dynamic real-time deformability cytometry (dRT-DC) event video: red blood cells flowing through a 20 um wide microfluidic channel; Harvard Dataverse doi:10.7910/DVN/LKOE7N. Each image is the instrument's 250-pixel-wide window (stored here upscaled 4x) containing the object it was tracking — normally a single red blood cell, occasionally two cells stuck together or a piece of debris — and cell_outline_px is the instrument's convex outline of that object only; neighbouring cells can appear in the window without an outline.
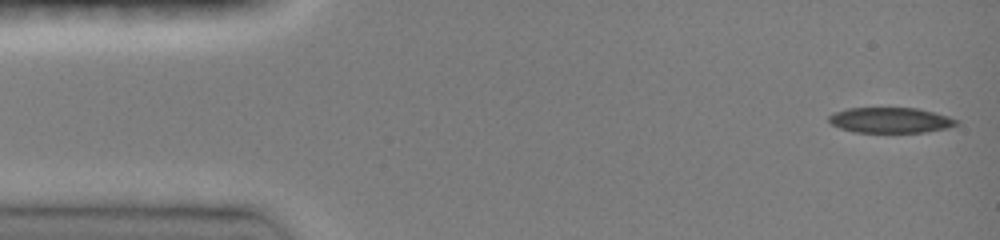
{"species": "common noctule bat (a hibernating species)", "species_latin": "Nyctalus noctula", "temperature_condition": "room temperature", "stored_images_in_passage": 43, "camera_frame_rate_fps": 3000, "um_per_image_px": 0.085, "animal": {"sex": "female", "body_mass_g": 19.0, "forearm_length_mm": 51.5}, "frame": {"image": 1, "passage_image": 1, "time_ms": 0.0, "image_size_px": [1000, 240], "cell_outline_px": [[960, 124], [948, 128], [924, 132], [852, 132], [840, 128], [832, 124], [828, 120], [828, 116], [836, 112], [848, 108], [920, 108], [948, 116], [960, 120]], "centroid_in_image_um": [75.73, 10.21], "position_along_channel_um": 9.3, "area_um2": 19.02}}
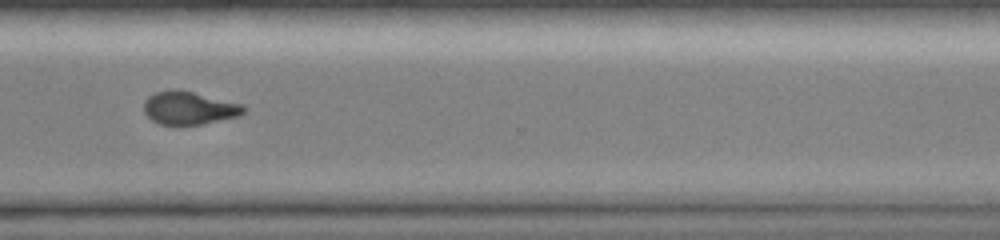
{"frame": {"image": 2, "passage_image": 34, "time_ms": 11.0, "image_size_px": [1000, 240], "cell_outline_px": [[244, 112], [240, 116], [200, 124], [160, 124], [152, 120], [144, 112], [144, 100], [148, 96], [156, 92], [168, 88], [180, 88], [244, 104]], "centroid_in_image_um": [16.07, 9.14], "position_along_channel_um": 354.5, "area_um2": 19.48}}
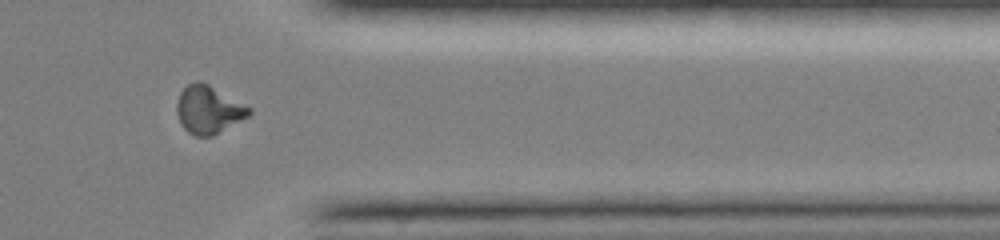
{"frame": {"image": 3, "passage_image": 37, "time_ms": 12.0, "image_size_px": [1000, 240], "cell_outline_px": [[252, 112], [248, 116], [212, 136], [196, 136], [188, 132], [184, 128], [176, 112], [176, 104], [180, 92], [188, 84], [196, 80], [200, 80], [208, 84], [252, 108]], "centroid_in_image_um": [17.71, 9.3], "position_along_channel_um": 393.7, "area_um2": 20.0}}